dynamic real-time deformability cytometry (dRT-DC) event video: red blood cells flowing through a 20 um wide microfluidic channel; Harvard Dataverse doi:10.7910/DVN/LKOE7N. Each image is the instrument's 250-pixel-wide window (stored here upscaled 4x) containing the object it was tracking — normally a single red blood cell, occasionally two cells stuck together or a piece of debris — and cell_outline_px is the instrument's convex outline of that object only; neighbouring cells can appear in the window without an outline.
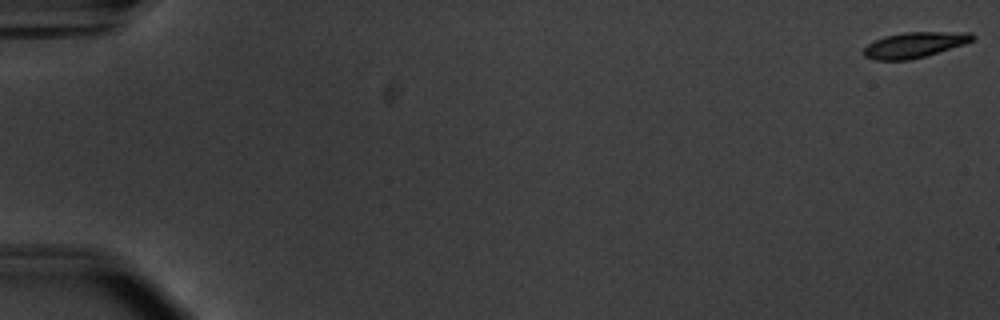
{"species": "common noctule bat (a hibernating species)", "species_latin": "Nyctalus noctula", "temperature_condition": "warm", "stored_images_in_passage": 55, "camera_frame_rate_fps": 3000, "um_per_image_px": 0.085, "animal": {"sex": "male", "body_mass_g": 20.1, "forearm_length_mm": 53.5}, "frame": {"image": 1, "passage_image": 1, "time_ms": 0.0, "image_size_px": [1000, 320], "cell_outline_px": [[976, 36], [972, 40], [964, 44], [912, 60], [876, 60], [864, 56], [864, 48], [868, 44], [884, 36], [904, 32], [972, 32]], "centroid_in_image_um": [77.74, 3.81], "position_along_channel_um": 7.3, "area_um2": 16.13}}
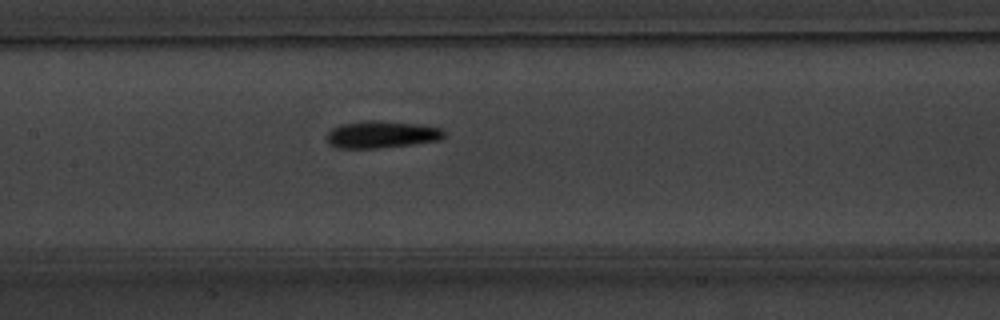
{"frame": {"image": 2, "passage_image": 28, "time_ms": 9.0, "image_size_px": [1000, 320], "cell_outline_px": [[444, 136], [440, 140], [412, 144], [380, 148], [336, 148], [328, 144], [328, 132], [332, 128], [340, 124], [364, 120], [376, 120], [420, 124], [444, 128]], "centroid_in_image_um": [32.44, 11.42], "position_along_channel_um": 175.0, "area_um2": 18.73}}
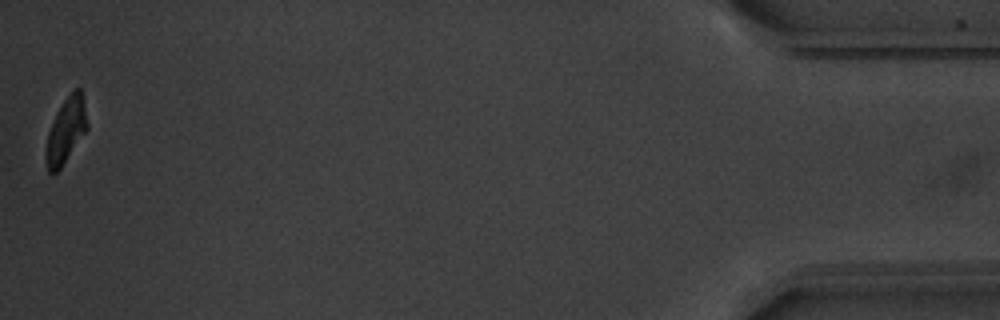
{"frame": {"image": 3, "passage_image": 55, "time_ms": 18.0, "image_size_px": [1000, 320], "cell_outline_px": [[88, 128], [60, 168], [56, 172], [48, 172], [44, 156], [48, 132], [56, 112], [64, 100], [76, 88], [80, 88], [84, 96], [88, 124]], "centroid_in_image_um": [5.61, 11.07], "position_along_channel_um": 429.6, "area_um2": 15.66}, "authors_computed_cell_mechanics": {"area_um2": 17.2822, "velocity_mm_per_s": 3.7755, "shape_relaxation_time_tau1_ms": 2.2337, "shape_relaxation_time_tau2_ms": 3.5793, "deformation_change_tau1": 0.1424, "deformation_change_tau2": 0.1084}}